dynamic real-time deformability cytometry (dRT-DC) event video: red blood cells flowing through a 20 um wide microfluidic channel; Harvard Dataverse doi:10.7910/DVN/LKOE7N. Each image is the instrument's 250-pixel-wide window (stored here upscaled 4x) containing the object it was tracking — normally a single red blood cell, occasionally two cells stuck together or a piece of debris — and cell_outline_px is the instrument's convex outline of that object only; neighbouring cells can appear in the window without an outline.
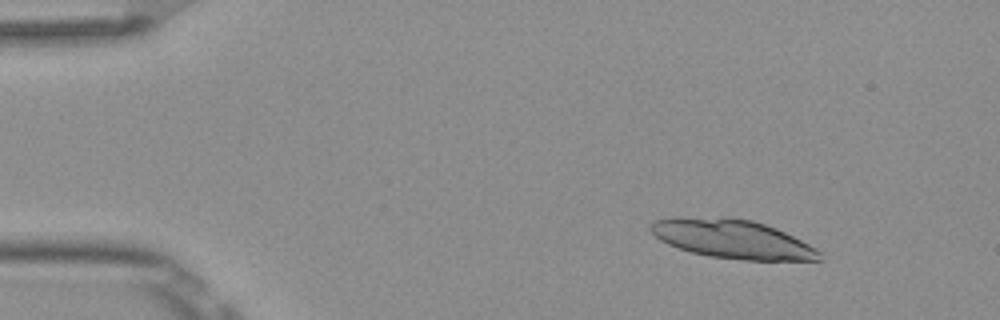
{"species": "Egyptian fruit bat (a non-hibernating species)", "species_latin": "Rousettus aegyptiacus", "temperature_condition": "room temperature", "stored_images_in_passage": 5, "camera_frame_rate_fps": 3000, "um_per_image_px": 0.085, "frame": {"image": 1, "passage_image": 2, "time_ms": 0.333, "image_size_px": [1000, 320], "cell_outline_px": [[820, 260], [744, 260], [708, 256], [692, 252], [668, 244], [660, 240], [648, 228], [648, 224], [656, 220], [724, 216], [752, 220], [776, 228], [816, 248], [820, 252]], "centroid_in_image_um": [62.25, 20.32], "position_along_channel_um": 22.7, "area_um2": 37.63}}